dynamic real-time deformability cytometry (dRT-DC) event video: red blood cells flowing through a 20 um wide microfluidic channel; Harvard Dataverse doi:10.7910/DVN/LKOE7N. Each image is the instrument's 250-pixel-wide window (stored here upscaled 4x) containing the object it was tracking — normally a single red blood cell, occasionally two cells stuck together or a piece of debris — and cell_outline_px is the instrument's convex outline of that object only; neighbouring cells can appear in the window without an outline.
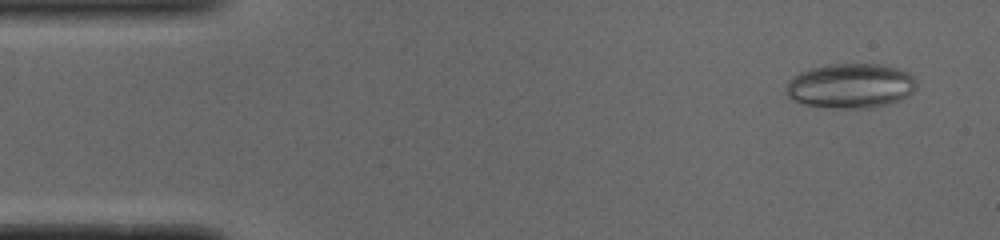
{"species": "common noctule bat (a hibernating species)", "species_latin": "Nyctalus noctula", "temperature_condition": "cold", "stored_images_in_passage": 51, "camera_frame_rate_fps": 3000, "um_per_image_px": 0.085, "animal": {"sex": "male", "body_mass_g": 19.0, "forearm_length_mm": 50.8}, "frame": {"image": 1, "passage_image": 3, "time_ms": 0.667, "image_size_px": [1000, 240], "cell_outline_px": [[916, 84], [912, 92], [900, 100], [872, 108], [832, 108], [808, 104], [796, 100], [788, 96], [788, 80], [800, 72], [812, 68], [832, 64], [876, 64], [900, 68], [908, 72], [912, 76]], "centroid_in_image_um": [72.34, 7.29], "position_along_channel_um": 12.7, "area_um2": 33.52}}
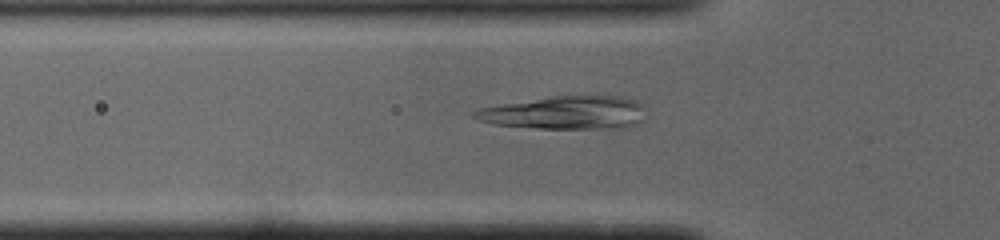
{"frame": {"image": 2, "passage_image": 16, "time_ms": 5.0, "image_size_px": [1000, 240], "cell_outline_px": [[640, 120], [636, 124], [616, 128], [536, 128], [496, 124], [480, 120], [472, 116], [472, 112], [480, 108], [552, 96], [584, 92], [620, 96], [636, 100], [640, 104]], "centroid_in_image_um": [48.05, 9.53], "position_along_channel_um": 77.7, "area_um2": 33.18}}